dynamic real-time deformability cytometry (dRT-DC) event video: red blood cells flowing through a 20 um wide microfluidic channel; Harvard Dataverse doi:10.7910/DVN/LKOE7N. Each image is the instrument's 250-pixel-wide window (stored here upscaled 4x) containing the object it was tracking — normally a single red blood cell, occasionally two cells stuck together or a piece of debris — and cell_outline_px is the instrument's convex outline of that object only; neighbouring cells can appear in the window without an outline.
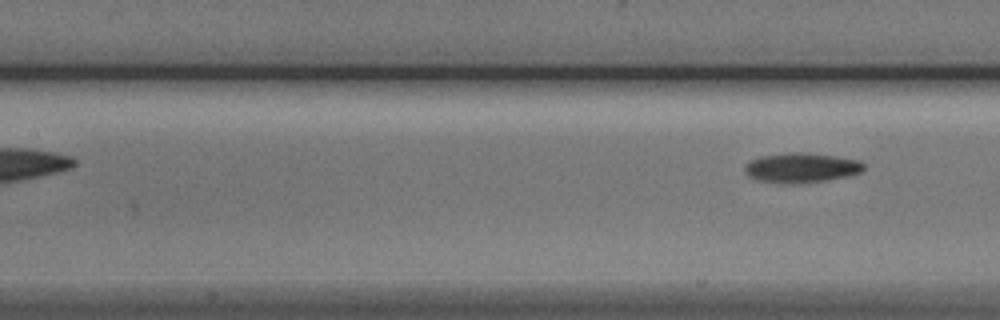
{"species": "Egyptian fruit bat (a non-hibernating species)", "species_latin": "Rousettus aegyptiacus", "temperature_condition": "cold", "stored_images_in_passage": 6, "segment_of_instrument_passage": [2, 2], "camera_frame_rate_fps": 3000, "um_per_image_px": 0.085, "animal": {"sex": "male"}, "frame": {"image": 1, "passage_image": 6, "time_ms": 7.0, "image_size_px": [1000, 320], "cell_outline_px": [[864, 168], [860, 172], [848, 176], [824, 180], [788, 184], [756, 180], [748, 176], [744, 172], [744, 168], [748, 160], [760, 156], [788, 152], [804, 152], [836, 156], [860, 160], [864, 164]], "centroid_in_image_um": [68.07, 14.24], "position_along_channel_um": 139.3, "area_um2": 20.75}}